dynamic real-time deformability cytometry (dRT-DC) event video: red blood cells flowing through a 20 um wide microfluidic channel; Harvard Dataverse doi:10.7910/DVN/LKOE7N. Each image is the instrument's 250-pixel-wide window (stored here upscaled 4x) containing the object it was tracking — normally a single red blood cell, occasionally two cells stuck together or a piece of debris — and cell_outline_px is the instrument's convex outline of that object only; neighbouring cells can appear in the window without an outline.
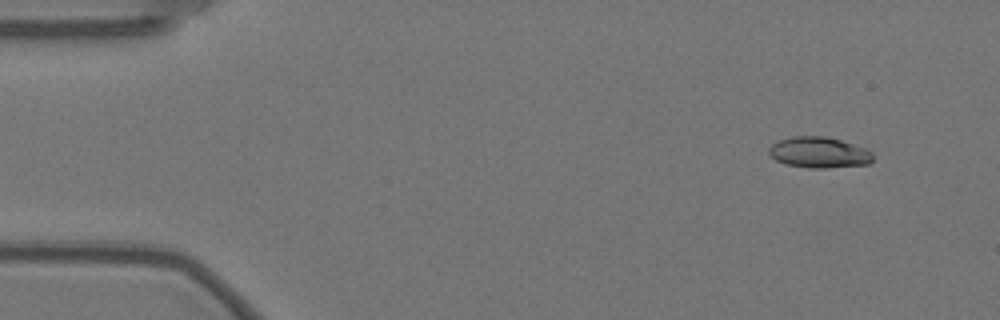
{"species": "Egyptian fruit bat (a non-hibernating species)", "species_latin": "Rousettus aegyptiacus", "temperature_condition": "warm", "stored_images_in_passage": 53, "camera_frame_rate_fps": 3000, "um_per_image_px": 0.085, "animal": {"sex": "female"}, "frame": {"image": 1, "passage_image": 1, "time_ms": 0.0, "image_size_px": [1000, 320], "cell_outline_px": [[872, 160], [868, 164], [824, 168], [808, 168], [784, 164], [776, 160], [768, 152], [768, 148], [772, 144], [780, 140], [792, 136], [824, 136], [840, 140], [864, 148], [872, 152]], "centroid_in_image_um": [69.58, 12.96], "position_along_channel_um": 15.4, "area_um2": 18.61}}
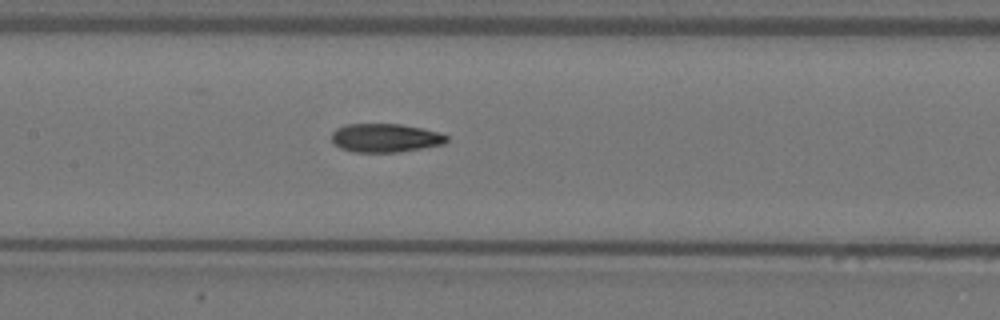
{"frame": {"image": 2, "passage_image": 23, "time_ms": 7.333, "image_size_px": [1000, 320], "cell_outline_px": [[448, 140], [444, 144], [400, 152], [352, 152], [340, 148], [332, 140], [332, 132], [336, 128], [344, 124], [400, 124], [440, 132], [448, 136]], "centroid_in_image_um": [32.75, 11.72], "position_along_channel_um": 174.7, "area_um2": 19.25}}
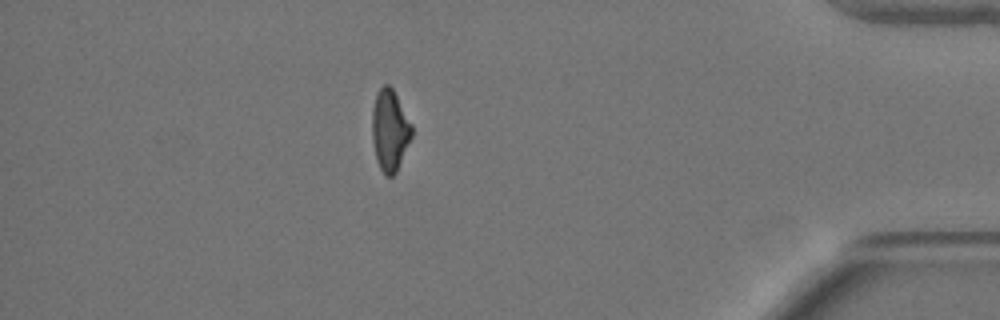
{"frame": {"image": 3, "passage_image": 46, "time_ms": 15.0, "image_size_px": [1000, 320], "cell_outline_px": [[412, 136], [396, 172], [392, 176], [384, 176], [376, 160], [372, 140], [372, 108], [376, 96], [380, 88], [384, 84], [388, 84], [392, 88], [412, 124]], "centroid_in_image_um": [33.12, 11.09], "position_along_channel_um": 402.1, "area_um2": 18.73}, "authors_computed_cell_mechanics": {"area_um2": 19.1896, "velocity_mm_per_s": 3.5449, "shape_relaxation_time_tau1_ms": 10.2188, "shape_relaxation_time_tau2_ms": 3.1807, "deformation_change_tau1": 0.2713, "deformation_change_tau2": 0.104}}